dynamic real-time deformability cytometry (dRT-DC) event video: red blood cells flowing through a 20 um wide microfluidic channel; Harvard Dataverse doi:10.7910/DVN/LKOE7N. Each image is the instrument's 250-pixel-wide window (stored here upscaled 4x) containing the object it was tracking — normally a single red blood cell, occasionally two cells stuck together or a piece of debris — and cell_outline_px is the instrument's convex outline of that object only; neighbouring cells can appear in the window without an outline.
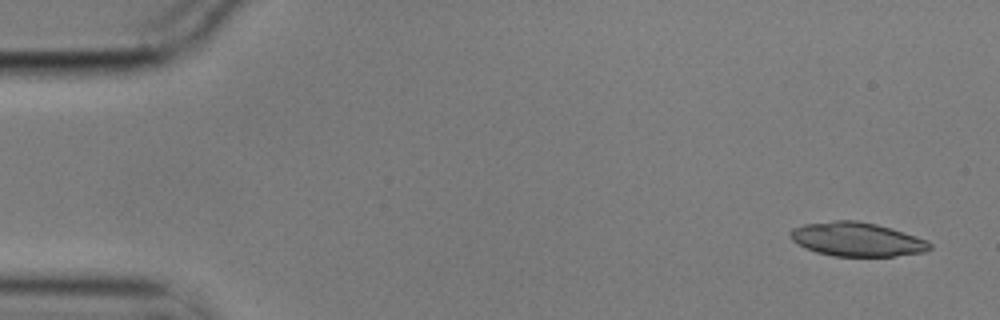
{"species": "common noctule bat (a hibernating species)", "species_latin": "Nyctalus noctula", "temperature_condition": "cold", "stored_images_in_passage": 4, "camera_frame_rate_fps": 3000, "um_per_image_px": 0.085, "animal": {"sex": "male", "body_mass_g": 17.9}, "frame": {"image": 1, "passage_image": 1, "time_ms": 0.0, "image_size_px": [1000, 320], "cell_outline_px": [[932, 248], [924, 252], [892, 256], [832, 256], [816, 252], [804, 248], [792, 240], [788, 236], [788, 232], [792, 228], [804, 224], [836, 220], [856, 220], [876, 224], [892, 228], [928, 240], [932, 244]], "centroid_in_image_um": [72.81, 20.34], "position_along_channel_um": 12.2, "area_um2": 27.8}}
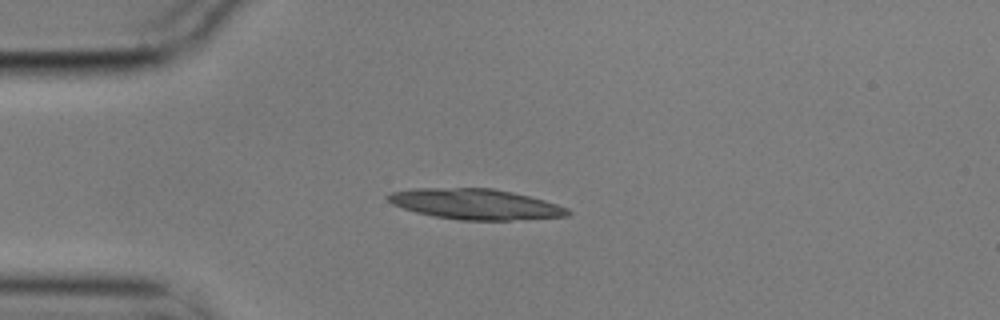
{"frame": {"image": 2, "passage_image": 4, "time_ms": 1.0, "image_size_px": [1000, 320], "cell_outline_px": [[572, 212], [568, 216], [512, 220], [460, 220], [432, 216], [416, 212], [392, 204], [384, 196], [392, 192], [412, 188], [492, 188], [512, 192], [544, 200], [568, 208]], "centroid_in_image_um": [40.39, 17.35], "position_along_channel_um": 44.6, "area_um2": 31.96}}